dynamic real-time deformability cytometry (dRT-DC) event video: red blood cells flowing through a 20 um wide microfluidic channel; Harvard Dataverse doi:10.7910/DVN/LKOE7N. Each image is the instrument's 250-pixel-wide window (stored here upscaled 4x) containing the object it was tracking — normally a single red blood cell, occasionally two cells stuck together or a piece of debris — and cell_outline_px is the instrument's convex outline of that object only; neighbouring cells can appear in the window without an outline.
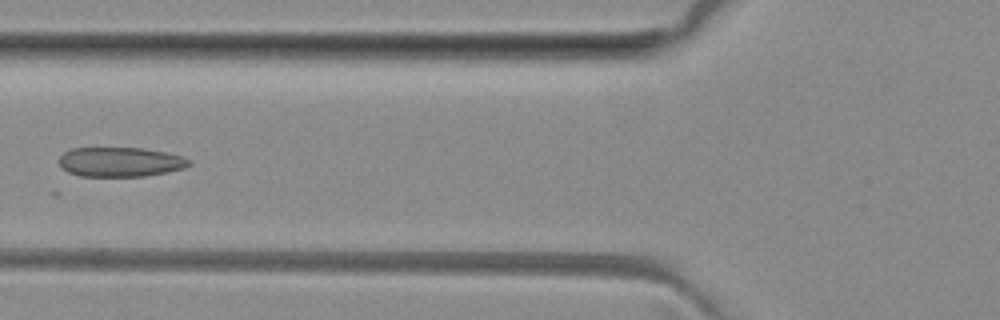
{"species": "common noctule bat (a hibernating species)", "species_latin": "Nyctalus noctula", "temperature_condition": "room temperature", "stored_images_in_passage": 7, "camera_frame_rate_fps": 3000, "um_per_image_px": 0.085, "animal": {"sex": "female", "body_mass_g": 29.2, "forearm_length_mm": 56.3}, "frame": {"image": 1, "passage_image": 6, "time_ms": 5.667, "image_size_px": [1000, 320], "cell_outline_px": [[192, 164], [184, 168], [168, 172], [144, 176], [80, 176], [68, 172], [60, 164], [60, 156], [64, 152], [72, 148], [144, 148], [164, 152], [180, 156], [188, 160]], "centroid_in_image_um": [10.22, 13.77], "position_along_channel_um": 115.6, "area_um2": 22.2}}
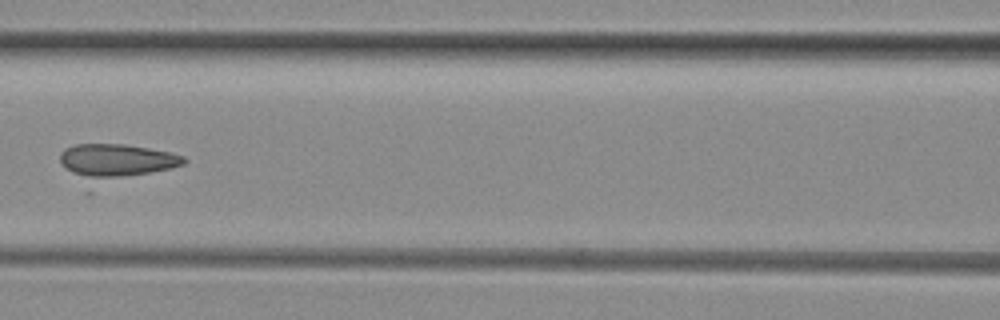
{"frame": {"image": 2, "passage_image": 7, "time_ms": 6.667, "image_size_px": [1000, 320], "cell_outline_px": [[188, 160], [184, 164], [88, 196], [84, 192], [64, 168], [60, 160], [60, 152], [64, 148], [76, 144], [124, 144], [148, 148], [168, 152], [184, 156]], "centroid_in_image_um": [9.7, 13.99], "position_along_channel_um": 156.9, "area_um2": 29.59}}